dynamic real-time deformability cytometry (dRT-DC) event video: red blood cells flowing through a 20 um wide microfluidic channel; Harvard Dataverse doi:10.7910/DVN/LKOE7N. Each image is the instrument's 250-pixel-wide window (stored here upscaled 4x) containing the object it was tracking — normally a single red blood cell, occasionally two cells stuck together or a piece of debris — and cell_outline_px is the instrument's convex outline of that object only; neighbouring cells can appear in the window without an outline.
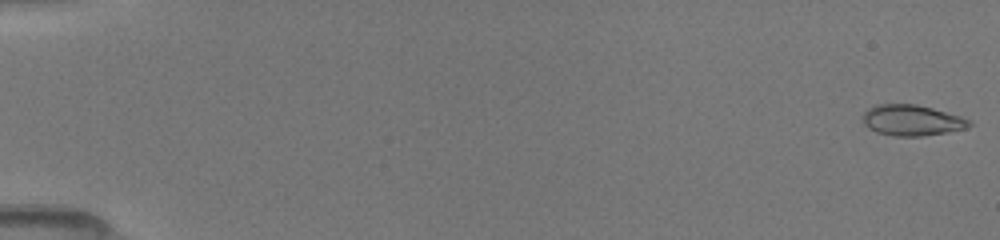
{"species": "common noctule bat (a hibernating species)", "species_latin": "Nyctalus noctula", "temperature_condition": "room temperature", "stored_images_in_passage": 51, "camera_frame_rate_fps": 3000, "um_per_image_px": 0.085, "animal": {"sex": "female", "body_mass_g": 19.5, "forearm_length_mm": 54.1}, "frame": {"image": 1, "passage_image": 1, "time_ms": 0.0, "image_size_px": [1000, 240], "cell_outline_px": [[972, 124], [964, 128], [944, 132], [920, 136], [892, 136], [876, 132], [868, 128], [864, 124], [864, 112], [868, 108], [876, 104], [916, 104], [932, 108], [960, 116], [968, 120]], "centroid_in_image_um": [77.45, 10.22], "position_along_channel_um": 7.6, "area_um2": 18.84}}
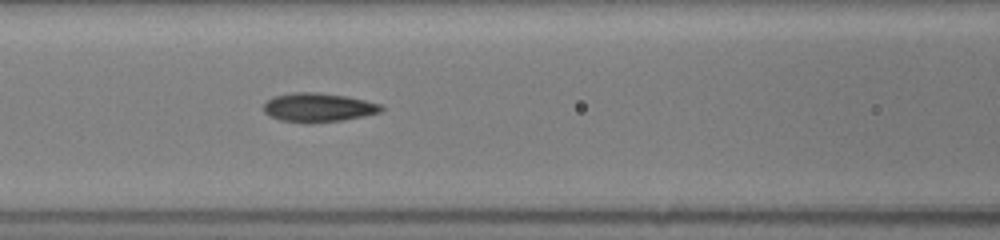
{"frame": {"image": 2, "passage_image": 26, "time_ms": 7.333, "image_size_px": [1000, 240], "cell_outline_px": [[384, 108], [380, 112], [364, 116], [344, 120], [280, 120], [268, 116], [264, 112], [264, 104], [272, 96], [292, 92], [316, 92], [344, 96], [364, 100], [380, 104]], "centroid_in_image_um": [27.04, 9.09], "position_along_channel_um": 139.6, "area_um2": 19.07}}
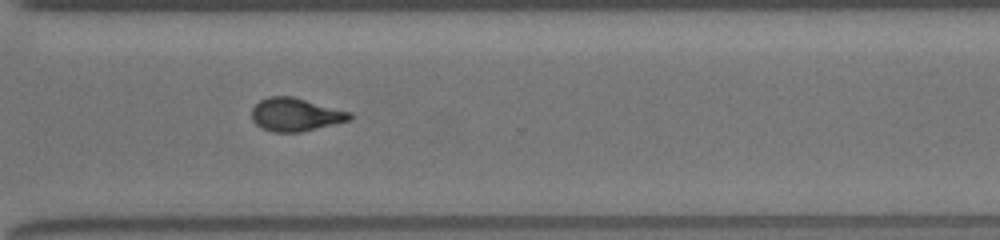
{"frame": {"image": 3, "passage_image": 50, "time_ms": 12.333, "image_size_px": [1000, 240], "cell_outline_px": [[352, 116], [348, 120], [300, 132], [276, 132], [264, 128], [256, 124], [252, 120], [252, 108], [260, 100], [268, 96], [292, 96], [352, 112]], "centroid_in_image_um": [25.1, 9.72], "position_along_channel_um": 345.5, "area_um2": 18.67}}